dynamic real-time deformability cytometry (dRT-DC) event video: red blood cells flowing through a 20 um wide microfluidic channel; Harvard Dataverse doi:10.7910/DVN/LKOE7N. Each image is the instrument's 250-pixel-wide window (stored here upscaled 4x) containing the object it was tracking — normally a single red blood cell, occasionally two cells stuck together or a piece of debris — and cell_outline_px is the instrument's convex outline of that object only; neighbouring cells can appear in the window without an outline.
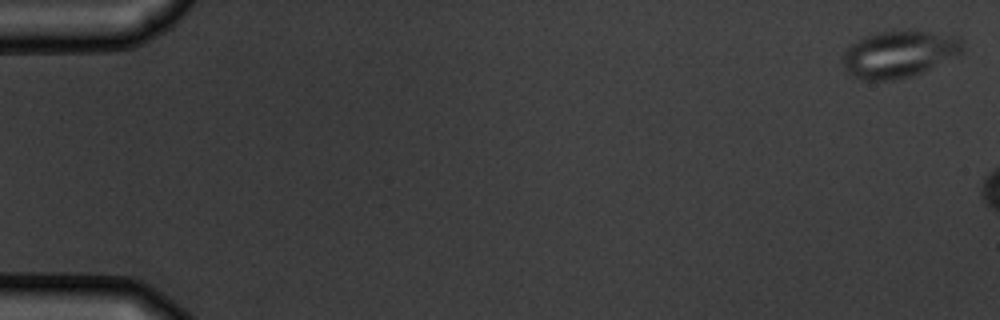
{"species": "common noctule bat (a hibernating species)", "species_latin": "Nyctalus noctula", "temperature_condition": "warm", "stored_images_in_passage": 4, "camera_frame_rate_fps": 3000, "um_per_image_px": 0.085, "animal": {"sex": "male", "body_mass_g": 19.5, "forearm_length_mm": 54.6}, "frame": {"image": 1, "passage_image": 1, "time_ms": 0.0, "image_size_px": [1000, 320], "cell_outline_px": [[964, 44], [960, 52], [912, 76], [892, 80], [864, 80], [848, 72], [844, 68], [840, 60], [840, 56], [856, 40], [864, 36], [876, 32], [928, 32], [960, 36], [964, 40]], "centroid_in_image_um": [76.35, 4.59], "position_along_channel_um": 8.7, "area_um2": 32.02}}